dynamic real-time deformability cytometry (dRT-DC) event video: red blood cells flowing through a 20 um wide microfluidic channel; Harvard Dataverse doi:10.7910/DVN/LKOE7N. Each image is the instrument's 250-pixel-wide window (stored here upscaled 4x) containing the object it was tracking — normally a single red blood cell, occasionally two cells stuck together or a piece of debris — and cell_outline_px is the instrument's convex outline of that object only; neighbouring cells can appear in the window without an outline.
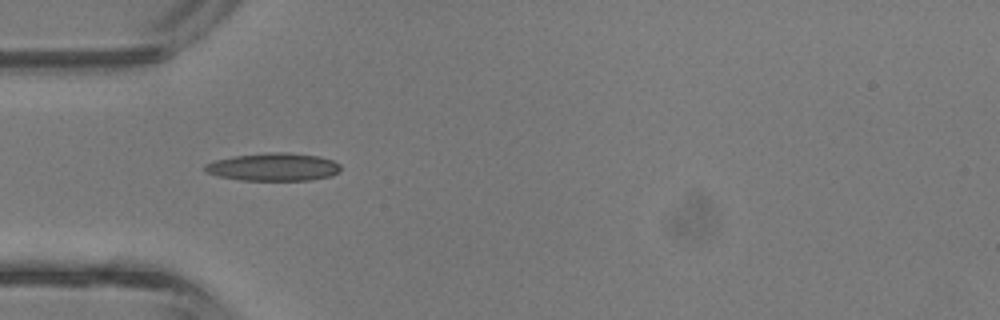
{"species": "common noctule bat (a hibernating species)", "species_latin": "Nyctalus noctula", "temperature_condition": "room temperature", "stored_images_in_passage": 27, "camera_frame_rate_fps": 3000, "um_per_image_px": 0.085, "animal": {"sex": "male", "body_mass_g": 13.3}, "frame": {"image": 1, "passage_image": 1, "time_ms": 0.0, "image_size_px": [1000, 320], "cell_outline_px": [[340, 172], [332, 176], [312, 180], [240, 180], [216, 176], [204, 172], [204, 164], [216, 160], [236, 156], [268, 152], [288, 152], [320, 156], [332, 160], [340, 164]], "centroid_in_image_um": [23.25, 14.19], "position_along_channel_um": 61.7, "area_um2": 22.25}}
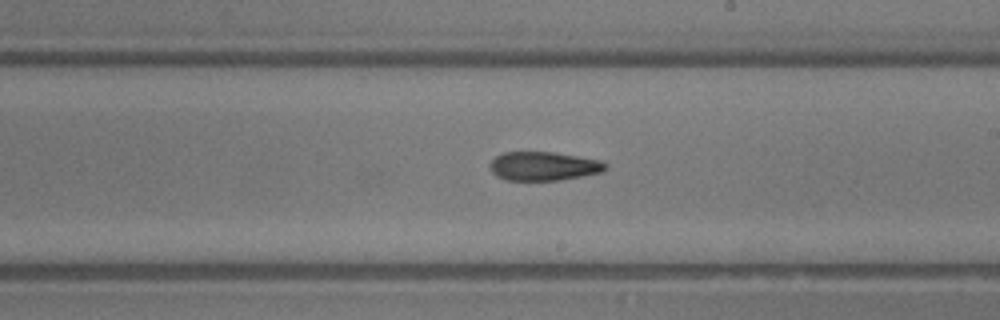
{"frame": {"image": 2, "passage_image": 12, "time_ms": 3.667, "image_size_px": [1000, 320], "cell_outline_px": [[608, 168], [604, 172], [560, 180], [504, 180], [496, 176], [492, 172], [488, 164], [496, 156], [504, 152], [552, 152], [600, 160], [608, 164]], "centroid_in_image_um": [46.21, 14.13], "position_along_channel_um": 242.8, "area_um2": 19.54}}
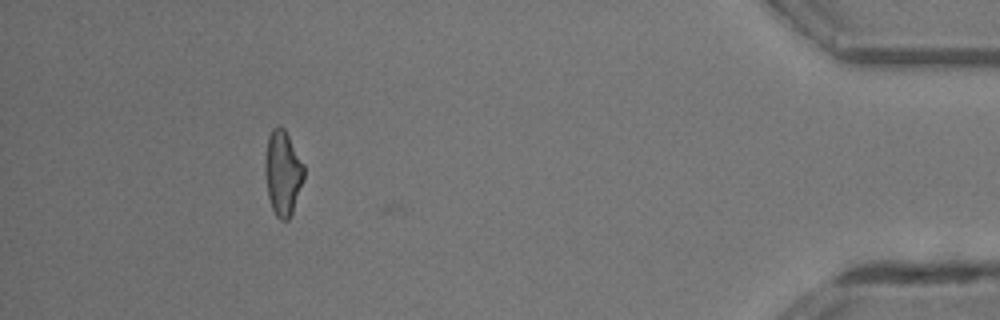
{"frame": {"image": 3, "passage_image": 26, "time_ms": 8.333, "image_size_px": [1000, 320], "cell_outline_px": [[304, 176], [292, 212], [288, 220], [280, 220], [276, 216], [272, 208], [268, 196], [264, 172], [264, 156], [268, 136], [272, 128], [284, 128], [304, 164]], "centroid_in_image_um": [24.01, 14.69], "position_along_channel_um": 411.2, "area_um2": 19.13}, "authors_computed_cell_mechanics": {"area_um2": 19.7676, "velocity_mm_per_s": 4.9659, "shape_relaxation_time_tau1_ms": null, "shape_relaxation_time_tau2_ms": 4.6907, "deformation_change_tau1": null, "deformation_change_tau2": 0.1666}}